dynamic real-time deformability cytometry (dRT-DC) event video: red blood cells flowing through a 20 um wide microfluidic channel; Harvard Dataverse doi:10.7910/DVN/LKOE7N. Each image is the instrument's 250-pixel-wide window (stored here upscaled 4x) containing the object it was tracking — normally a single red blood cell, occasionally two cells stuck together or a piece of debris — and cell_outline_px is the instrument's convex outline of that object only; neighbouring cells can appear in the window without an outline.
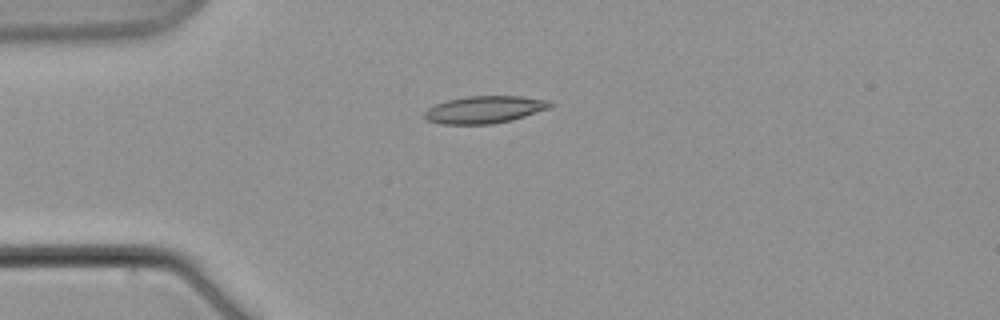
{"species": "common noctule bat (a hibernating species)", "species_latin": "Nyctalus noctula", "temperature_condition": "warm", "stored_images_in_passage": 7, "camera_frame_rate_fps": 3000, "um_per_image_px": 0.085, "animal": {"sex": "male", "body_mass_g": 21.5, "forearm_length_mm": 52.0}, "frame": {"image": 1, "passage_image": 5, "time_ms": 5.0, "image_size_px": [1000, 320], "cell_outline_px": [[556, 104], [548, 108], [512, 120], [492, 124], [440, 124], [428, 120], [424, 116], [424, 112], [428, 108], [436, 104], [448, 100], [468, 96], [520, 96], [552, 100]], "centroid_in_image_um": [41.22, 9.31], "position_along_channel_um": 43.8, "area_um2": 20.0}}
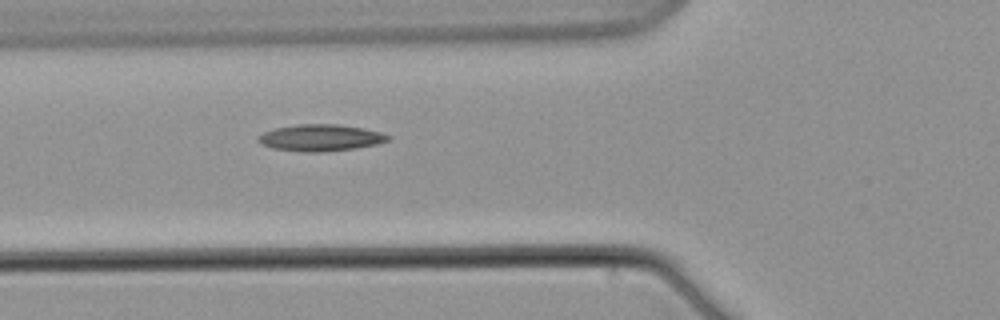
{"frame": {"image": 2, "passage_image": 7, "time_ms": 7.667, "image_size_px": [1000, 320], "cell_outline_px": [[392, 136], [388, 140], [376, 144], [356, 148], [324, 152], [304, 152], [272, 148], [260, 144], [256, 140], [256, 136], [264, 132], [276, 128], [296, 124], [340, 124], [364, 128], [380, 132]], "centroid_in_image_um": [27.22, 11.71], "position_along_channel_um": 98.6, "area_um2": 20.35}}